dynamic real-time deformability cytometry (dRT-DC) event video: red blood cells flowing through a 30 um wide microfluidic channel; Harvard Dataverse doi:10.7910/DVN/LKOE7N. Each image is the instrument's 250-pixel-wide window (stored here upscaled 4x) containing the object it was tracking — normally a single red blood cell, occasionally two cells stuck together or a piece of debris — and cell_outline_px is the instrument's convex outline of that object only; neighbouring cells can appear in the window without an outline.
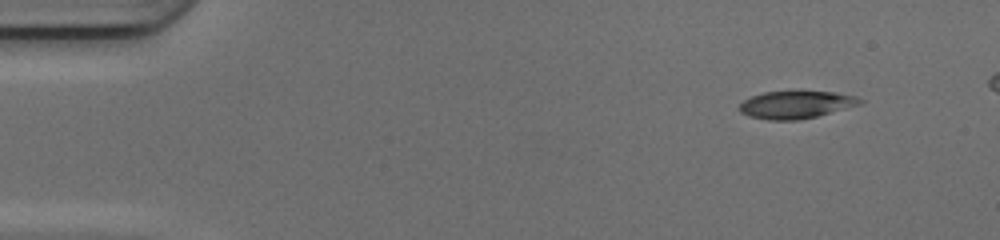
{"species": "common noctule bat (a hibernating species)", "species_latin": "Nyctalus noctula", "temperature_condition": "cold", "stored_images_in_passage": 45, "camera_frame_rate_fps": 3000, "um_per_image_px": 0.085, "animal": {"sex": "female", "body_mass_g": 17.0, "forearm_length_mm": 48.0}, "frame": {"image": 1, "passage_image": 2, "time_ms": 0.333, "image_size_px": [1000, 240], "cell_outline_px": [[864, 100], [860, 104], [816, 116], [796, 120], [768, 120], [748, 116], [740, 112], [740, 104], [744, 100], [752, 96], [764, 92], [836, 92], [856, 96]], "centroid_in_image_um": [67.64, 8.9], "position_along_channel_um": 17.4, "area_um2": 19.02}}
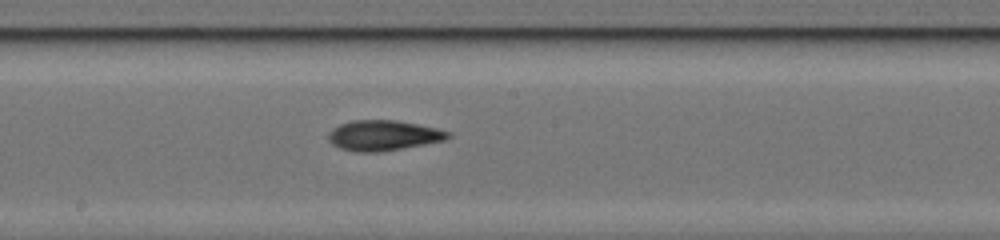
{"frame": {"image": 2, "passage_image": 24, "time_ms": 7.667, "image_size_px": [1000, 240], "cell_outline_px": [[452, 136], [444, 140], [424, 144], [380, 152], [356, 152], [340, 148], [332, 144], [328, 140], [328, 132], [332, 128], [340, 124], [352, 120], [396, 120], [436, 128], [452, 132]], "centroid_in_image_um": [32.56, 11.51], "position_along_channel_um": 215.6, "area_um2": 21.15}}
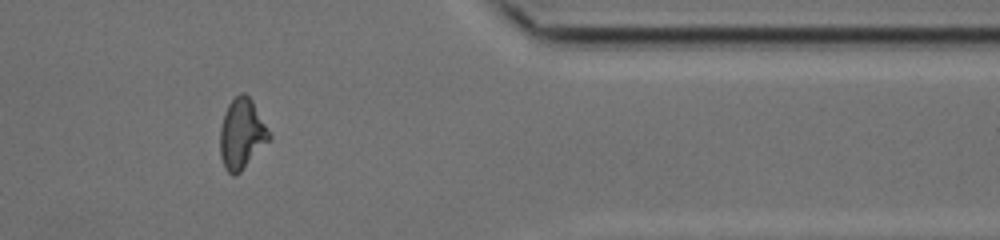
{"frame": {"image": 3, "passage_image": 38, "time_ms": 12.333, "image_size_px": [1000, 240], "cell_outline_px": [[272, 136], [240, 172], [236, 176], [232, 176], [224, 168], [220, 156], [220, 128], [228, 104], [240, 92], [244, 92], [252, 100]], "centroid_in_image_um": [20.53, 11.39], "position_along_channel_um": 390.9, "area_um2": 19.88}, "authors_computed_cell_mechanics": {"area_um2": 20.0566, "velocity_mm_per_s": 4.2158, "shape_relaxation_time_tau1_ms": null, "shape_relaxation_time_tau2_ms": 3.5458, "deformation_change_tau1": null, "deformation_change_tau2": 0.115}}